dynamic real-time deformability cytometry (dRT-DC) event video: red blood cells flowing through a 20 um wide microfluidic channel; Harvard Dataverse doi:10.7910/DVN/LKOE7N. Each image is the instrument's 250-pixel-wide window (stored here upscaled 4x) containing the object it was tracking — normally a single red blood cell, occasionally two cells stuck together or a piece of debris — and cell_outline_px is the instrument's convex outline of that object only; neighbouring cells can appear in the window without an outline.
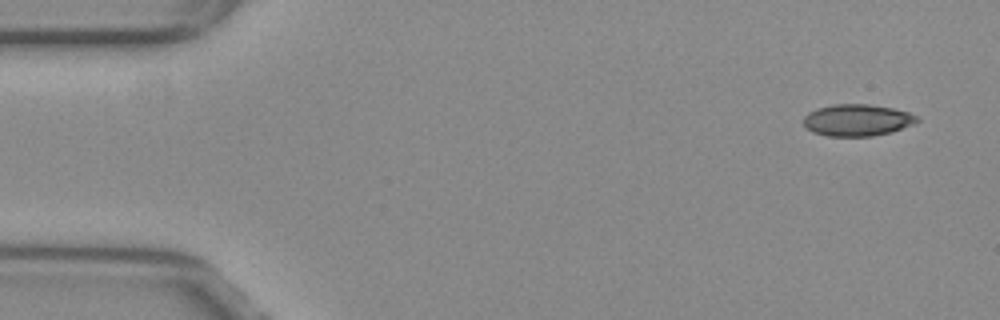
{"species": "common noctule bat (a hibernating species)", "species_latin": "Nyctalus noctula", "temperature_condition": "warm", "stored_images_in_passage": 51, "camera_frame_rate_fps": 3000, "um_per_image_px": 0.085, "animal": {"sex": "female", "body_mass_g": 29.2, "forearm_length_mm": 56.3}, "frame": {"image": 1, "passage_image": 1, "time_ms": 0.0, "image_size_px": [1000, 320], "cell_outline_px": [[920, 120], [912, 124], [892, 132], [872, 136], [828, 136], [812, 132], [804, 124], [804, 116], [808, 112], [816, 108], [832, 104], [868, 104], [892, 108], [908, 112], [916, 116]], "centroid_in_image_um": [72.84, 10.2], "position_along_channel_um": 12.2, "area_um2": 20.98}}
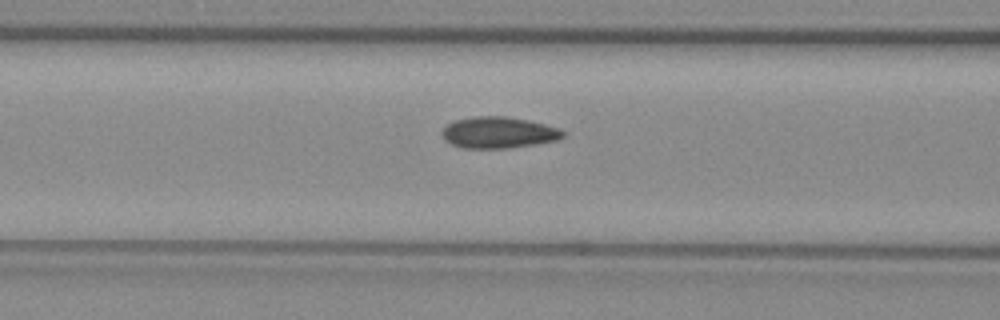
{"frame": {"image": 2, "passage_image": 19, "time_ms": 6.0, "image_size_px": [1000, 320], "cell_outline_px": [[564, 136], [560, 140], [536, 144], [508, 148], [460, 148], [444, 140], [440, 132], [444, 124], [456, 120], [472, 116], [504, 116], [528, 120], [544, 124], [556, 128], [564, 132]], "centroid_in_image_um": [42.32, 11.27], "position_along_channel_um": 124.3, "area_um2": 22.31}}
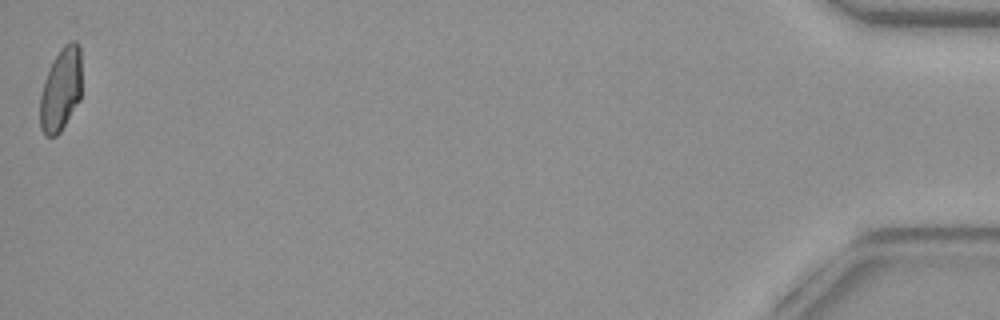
{"frame": {"image": 3, "passage_image": 51, "time_ms": 16.667, "image_size_px": [1000, 320], "cell_outline_px": [[80, 100], [60, 132], [56, 136], [44, 136], [40, 128], [40, 96], [44, 80], [52, 60], [60, 48], [64, 44], [72, 40], [76, 40], [80, 48]], "centroid_in_image_um": [5.15, 7.6], "position_along_channel_um": 430.0, "area_um2": 20.35}, "authors_computed_cell_mechanics": {"area_um2": 21.2126, "velocity_mm_per_s": 3.8637, "shape_relaxation_time_tau1_ms": null, "shape_relaxation_time_tau2_ms": 1.021, "deformation_change_tau1": null, "deformation_change_tau2": 0.0689}}